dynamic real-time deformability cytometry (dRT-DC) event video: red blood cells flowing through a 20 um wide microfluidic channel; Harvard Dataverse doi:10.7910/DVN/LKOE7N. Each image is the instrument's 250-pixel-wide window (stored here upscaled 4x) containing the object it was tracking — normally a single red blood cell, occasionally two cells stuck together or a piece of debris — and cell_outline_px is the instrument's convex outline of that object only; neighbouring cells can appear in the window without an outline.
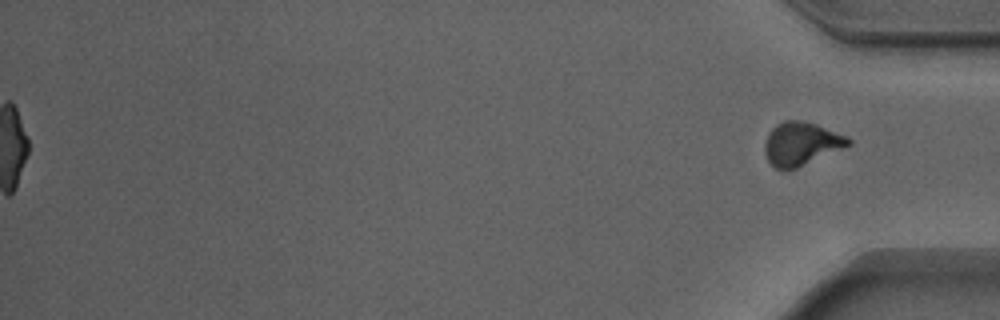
{"species": "Egyptian fruit bat (a non-hibernating species)", "species_latin": "Rousettus aegyptiacus", "temperature_condition": "warm", "stored_images_in_passage": 54, "segment_of_instrument_passage": [2, 2], "camera_frame_rate_fps": 3000, "um_per_image_px": 0.085, "animal": {"sex": "male"}, "frame": {"image": 1, "passage_image": 54, "time_ms": 17.667, "image_size_px": [1000, 320], "cell_outline_px": [[852, 144], [796, 168], [784, 172], [776, 168], [768, 160], [764, 152], [764, 144], [768, 132], [776, 124], [784, 120], [800, 120], [816, 124], [848, 136], [852, 140]], "centroid_in_image_um": [68.08, 12.21], "position_along_channel_um": 367.1, "area_um2": 21.21}}